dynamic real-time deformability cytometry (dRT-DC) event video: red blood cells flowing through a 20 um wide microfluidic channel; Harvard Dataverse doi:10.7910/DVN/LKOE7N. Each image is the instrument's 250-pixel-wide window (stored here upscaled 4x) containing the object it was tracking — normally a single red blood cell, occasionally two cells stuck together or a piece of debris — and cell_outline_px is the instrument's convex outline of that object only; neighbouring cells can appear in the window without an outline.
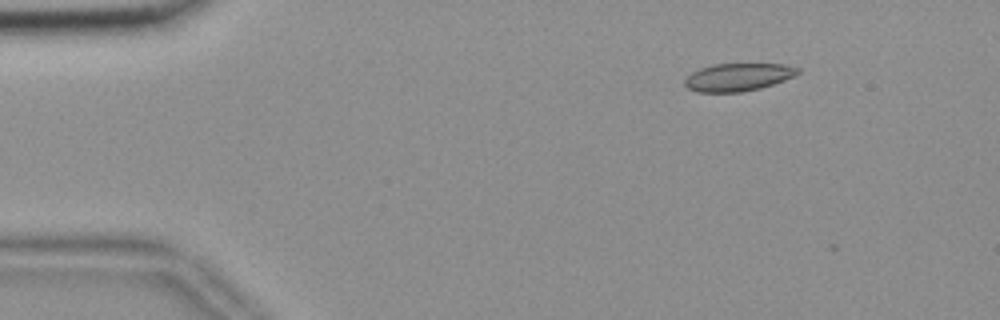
{"species": "common noctule bat (a hibernating species)", "species_latin": "Nyctalus noctula", "temperature_condition": "room temperature", "stored_images_in_passage": 7, "camera_frame_rate_fps": 3000, "um_per_image_px": 0.085, "animal": {"sex": "female", "body_mass_g": 18.4}, "frame": {"image": 1, "passage_image": 4, "time_ms": 1.0, "image_size_px": [1000, 320], "cell_outline_px": [[800, 72], [796, 76], [760, 88], [740, 92], [696, 92], [688, 88], [684, 84], [684, 80], [692, 72], [700, 68], [712, 64], [784, 64], [800, 68]], "centroid_in_image_um": [62.74, 6.55], "position_along_channel_um": 22.3, "area_um2": 18.32}}